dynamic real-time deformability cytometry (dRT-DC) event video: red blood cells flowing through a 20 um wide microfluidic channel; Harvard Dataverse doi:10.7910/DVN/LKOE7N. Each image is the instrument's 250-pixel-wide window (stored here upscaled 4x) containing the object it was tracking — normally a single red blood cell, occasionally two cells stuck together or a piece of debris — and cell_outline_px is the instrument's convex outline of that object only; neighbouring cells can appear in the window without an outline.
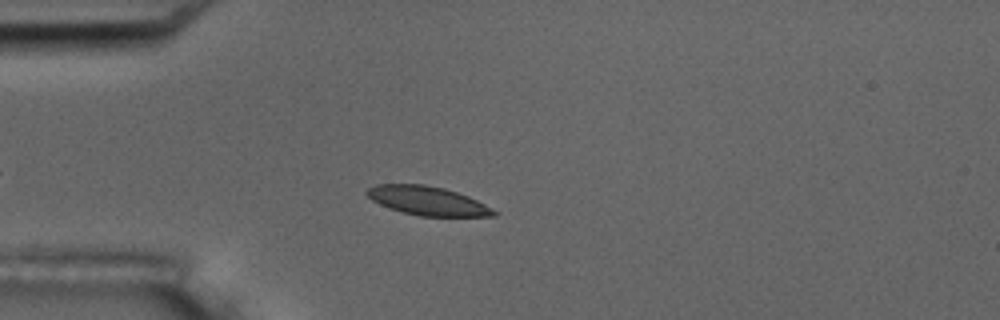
{"species": "common noctule bat (a hibernating species)", "species_latin": "Nyctalus noctula", "temperature_condition": "room temperature", "stored_images_in_passage": 4, "camera_frame_rate_fps": 3000, "um_per_image_px": 0.085, "animal": {"sex": "male", "body_mass_g": 17.5, "forearm_length_mm": 52.3}, "frame": {"image": 1, "passage_image": 4, "time_ms": 3.667, "image_size_px": [1000, 320], "cell_outline_px": [[500, 212], [496, 216], [420, 216], [400, 212], [380, 204], [372, 200], [364, 192], [368, 188], [376, 184], [424, 184], [444, 188], [468, 196]], "centroid_in_image_um": [36.34, 17.07], "position_along_channel_um": 48.7, "area_um2": 21.39}}